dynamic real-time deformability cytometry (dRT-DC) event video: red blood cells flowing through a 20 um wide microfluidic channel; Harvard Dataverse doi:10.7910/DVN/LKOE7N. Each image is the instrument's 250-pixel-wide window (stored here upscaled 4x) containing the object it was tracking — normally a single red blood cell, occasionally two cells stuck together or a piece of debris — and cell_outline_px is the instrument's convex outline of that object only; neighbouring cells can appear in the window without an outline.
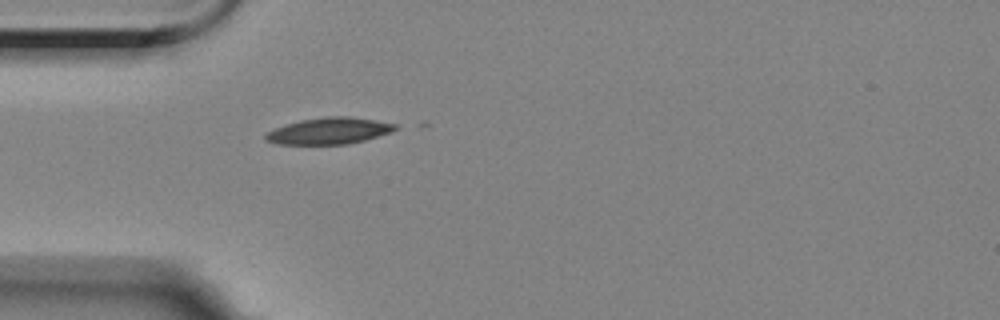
{"species": "Egyptian fruit bat (a non-hibernating species)", "species_latin": "Rousettus aegyptiacus", "temperature_condition": "room temperature", "stored_images_in_passage": 6, "segment_of_instrument_passage": [2, 2], "camera_frame_rate_fps": 3000, "um_per_image_px": 0.085, "animal": {"sex": "female"}, "frame": {"image": 1, "passage_image": 6, "time_ms": 5.667, "image_size_px": [1000, 320], "cell_outline_px": [[400, 128], [392, 132], [364, 140], [348, 144], [276, 144], [264, 140], [264, 136], [268, 132], [276, 128], [300, 120], [328, 116], [348, 116], [396, 124]], "centroid_in_image_um": [27.99, 11.13], "position_along_channel_um": 57.0, "area_um2": 19.88}}